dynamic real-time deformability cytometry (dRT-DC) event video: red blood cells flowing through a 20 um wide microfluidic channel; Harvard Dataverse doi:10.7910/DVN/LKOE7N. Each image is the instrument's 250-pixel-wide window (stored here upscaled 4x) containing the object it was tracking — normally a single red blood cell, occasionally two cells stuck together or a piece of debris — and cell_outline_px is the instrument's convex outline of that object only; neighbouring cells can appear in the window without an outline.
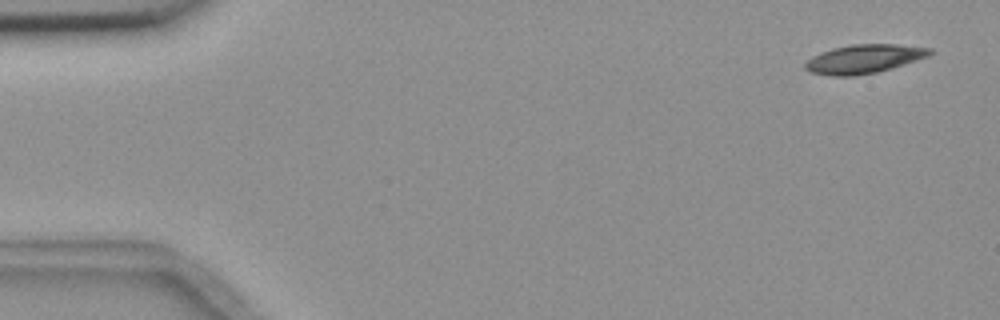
{"species": "common noctule bat (a hibernating species)", "species_latin": "Nyctalus noctula", "temperature_condition": "room temperature", "stored_images_in_passage": 4, "camera_frame_rate_fps": 3000, "um_per_image_px": 0.085, "animal": {"sex": "female", "body_mass_g": 18.4}, "frame": {"image": 1, "passage_image": 1, "time_ms": 0.0, "image_size_px": [1000, 320], "cell_outline_px": [[936, 52], [928, 56], [892, 68], [876, 72], [856, 76], [832, 76], [808, 72], [804, 68], [804, 64], [812, 56], [820, 52], [832, 48], [852, 44], [896, 44], [932, 48]], "centroid_in_image_um": [73.43, 5.0], "position_along_channel_um": 11.6, "area_um2": 21.1}}